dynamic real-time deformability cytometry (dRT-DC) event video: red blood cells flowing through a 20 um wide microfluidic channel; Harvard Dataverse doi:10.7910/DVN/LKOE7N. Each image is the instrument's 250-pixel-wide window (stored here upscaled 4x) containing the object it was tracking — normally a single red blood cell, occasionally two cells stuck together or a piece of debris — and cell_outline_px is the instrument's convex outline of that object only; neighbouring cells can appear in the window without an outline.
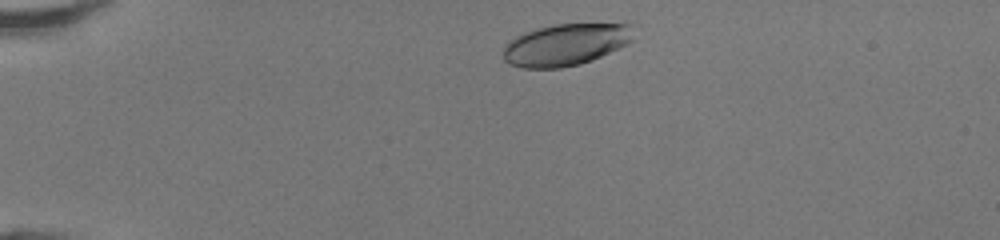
{"species": "human", "species_latin": "Homo sapiens", "temperature_condition": "room temperature", "stored_images_in_passage": 40, "camera_frame_rate_fps": 3000, "um_per_image_px": 0.085, "donor": {"sex": "female"}, "frame": {"image": 1, "passage_image": 2, "time_ms": 0.333, "image_size_px": [1000, 240], "cell_outline_px": [[636, 24], [632, 40], [628, 44], [592, 60], [580, 64], [560, 68], [524, 68], [508, 64], [504, 60], [504, 44], [508, 40], [524, 32], [536, 28], [556, 24]], "centroid_in_image_um": [48.09, 3.79], "position_along_channel_um": 36.9, "area_um2": 32.08}}
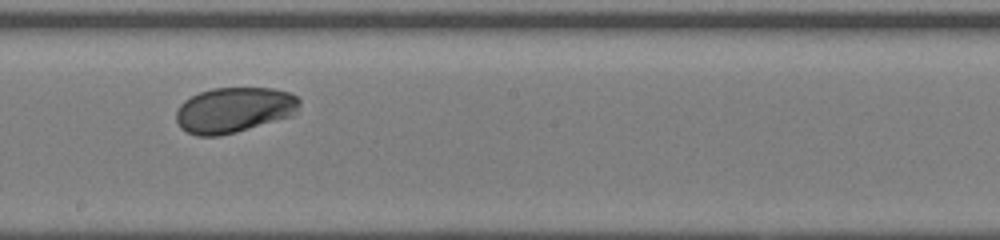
{"frame": {"image": 2, "passage_image": 20, "time_ms": 6.333, "image_size_px": [1000, 240], "cell_outline_px": [[300, 104], [292, 116], [236, 132], [220, 136], [196, 136], [180, 128], [176, 120], [176, 112], [180, 104], [184, 100], [200, 92], [212, 88], [272, 88], [288, 92], [296, 96], [300, 100]], "centroid_in_image_um": [19.87, 9.35], "position_along_channel_um": 228.3, "area_um2": 32.66}}
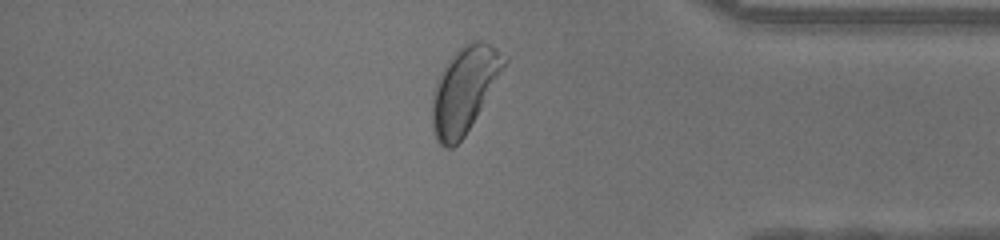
{"frame": {"image": 3, "passage_image": 33, "time_ms": 10.667, "image_size_px": [1000, 240], "cell_outline_px": [[508, 60], [504, 68], [464, 136], [452, 148], [444, 148], [436, 140], [432, 128], [432, 96], [436, 80], [444, 64], [464, 44], [476, 40], [480, 40], [496, 48], [508, 56]], "centroid_in_image_um": [39.44, 7.62], "position_along_channel_um": 395.8, "area_um2": 35.49}, "authors_computed_cell_mechanics": {"area_um2": 32.8593, "velocity_mm_per_s": 4.2361, "shape_relaxation_time_tau1_ms": 4.6969, "shape_relaxation_time_tau2_ms": null, "deformation_change_tau1": 0.1547, "deformation_change_tau2": null}}